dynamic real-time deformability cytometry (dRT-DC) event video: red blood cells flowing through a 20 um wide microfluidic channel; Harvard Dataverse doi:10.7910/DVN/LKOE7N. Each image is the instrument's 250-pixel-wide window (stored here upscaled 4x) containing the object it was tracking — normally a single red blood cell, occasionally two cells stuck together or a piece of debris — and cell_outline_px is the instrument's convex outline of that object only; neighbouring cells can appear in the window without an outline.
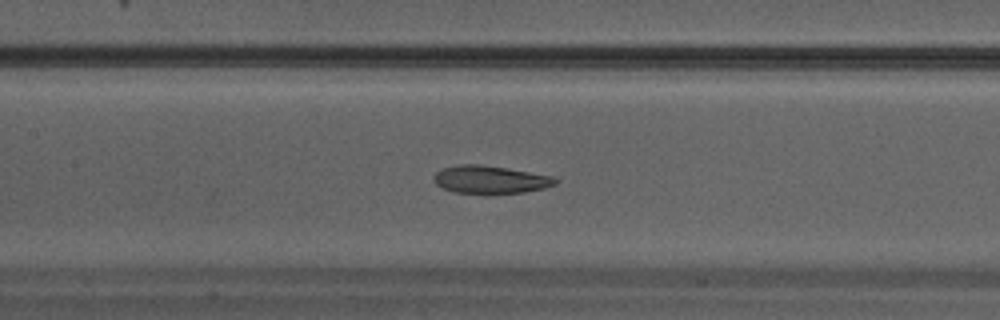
{"species": "Egyptian fruit bat (a non-hibernating species)", "species_latin": "Rousettus aegyptiacus", "temperature_condition": "warm", "stored_images_in_passage": 35, "camera_frame_rate_fps": 3000, "um_per_image_px": 0.085, "animal": {"sex": "male"}, "frame": {"image": 1, "passage_image": 16, "time_ms": 5.0, "image_size_px": [1000, 320], "cell_outline_px": [[556, 184], [544, 188], [524, 192], [452, 192], [436, 184], [432, 180], [432, 176], [440, 168], [460, 164], [476, 164], [508, 168], [552, 176], [556, 180]], "centroid_in_image_um": [41.61, 15.24], "position_along_channel_um": 165.8, "area_um2": 19.36}}
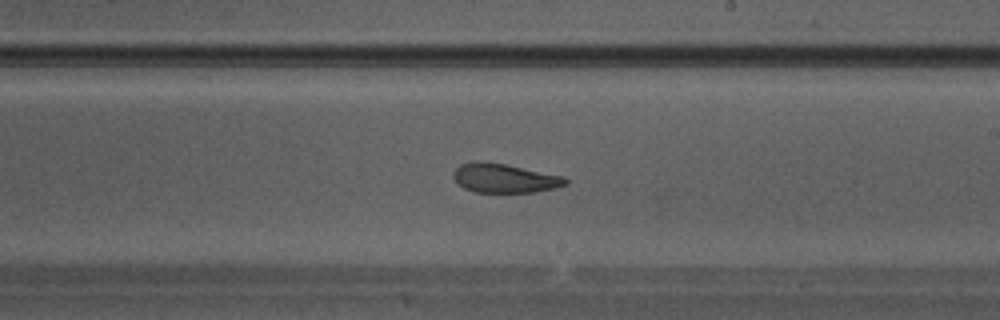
{"frame": {"image": 2, "passage_image": 20, "time_ms": 6.333, "image_size_px": [1000, 320], "cell_outline_px": [[568, 184], [556, 188], [536, 192], [476, 192], [464, 188], [452, 176], [452, 172], [460, 164], [472, 160], [480, 160], [508, 164], [564, 176], [568, 180]], "centroid_in_image_um": [42.89, 15.12], "position_along_channel_um": 246.1, "area_um2": 19.36}}